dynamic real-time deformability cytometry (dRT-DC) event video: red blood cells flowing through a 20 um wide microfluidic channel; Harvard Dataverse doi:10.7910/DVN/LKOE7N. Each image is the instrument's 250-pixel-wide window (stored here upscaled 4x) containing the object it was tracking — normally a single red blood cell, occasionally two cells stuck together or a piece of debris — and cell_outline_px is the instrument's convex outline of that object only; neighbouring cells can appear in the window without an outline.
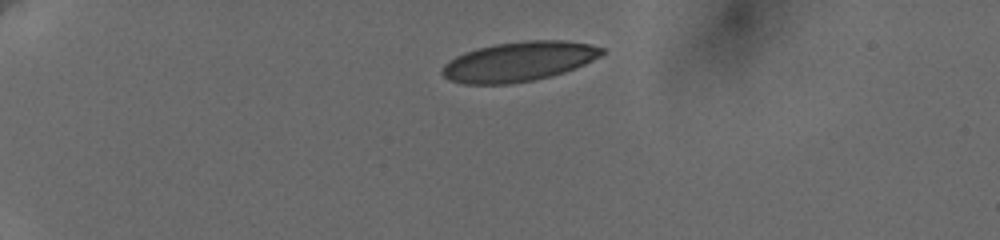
{"species": "human", "species_latin": "Homo sapiens", "temperature_condition": "cold", "stored_images_in_passage": 33, "camera_frame_rate_fps": 3000, "um_per_image_px": 0.085, "donor": {"sex": "female"}, "frame": {"image": 1, "passage_image": 1, "time_ms": 0.0, "image_size_px": [1000, 240], "cell_outline_px": [[604, 52], [600, 56], [576, 68], [564, 72], [532, 80], [508, 84], [464, 84], [448, 80], [440, 72], [444, 64], [448, 60], [464, 52], [476, 48], [496, 44], [528, 40], [564, 40], [588, 44], [604, 48]], "centroid_in_image_um": [44.06, 5.23], "position_along_channel_um": 40.9, "area_um2": 36.82}}
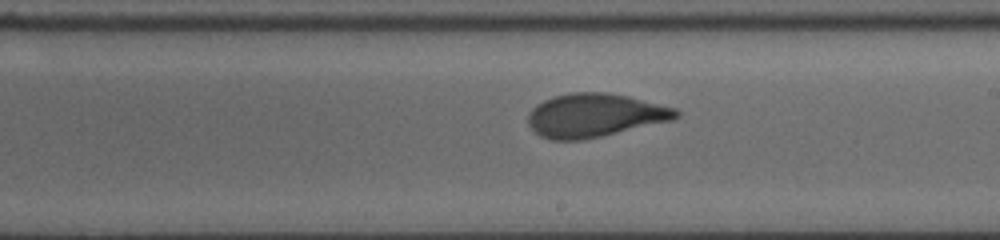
{"frame": {"image": 2, "passage_image": 18, "time_ms": 7.333, "image_size_px": [1000, 240], "cell_outline_px": [[680, 116], [672, 120], [600, 136], [580, 140], [552, 140], [540, 136], [528, 124], [528, 112], [536, 104], [552, 96], [568, 92], [608, 92], [628, 96], [676, 108], [680, 112]], "centroid_in_image_um": [50.53, 9.78], "position_along_channel_um": 238.5, "area_um2": 37.51}}
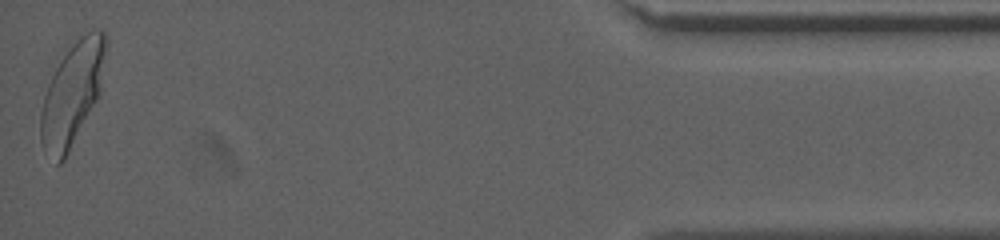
{"frame": {"image": 3, "passage_image": 33, "time_ms": 14.333, "image_size_px": [1000, 240], "cell_outline_px": [[108, 40], [100, 92], [96, 100], [64, 160], [60, 164], [56, 164], [44, 152], [40, 140], [40, 112], [44, 96], [48, 84], [56, 68], [68, 48], [76, 40], [92, 28], [104, 32], [108, 36]], "centroid_in_image_um": [6.14, 7.96], "position_along_channel_um": 429.1, "area_um2": 38.9}, "authors_computed_cell_mechanics": {"area_um2": 37.6278, "velocity_mm_per_s": 3.6461, "shape_relaxation_time_tau1_ms": 3.802, "shape_relaxation_time_tau2_ms": 0.788, "deformation_change_tau1": 0.1579, "deformation_change_tau2": 0.0622}}